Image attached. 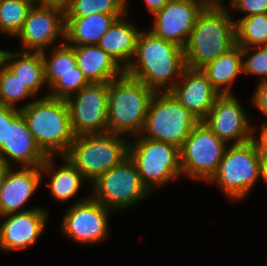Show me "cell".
<instances>
[{
  "instance_id": "32",
  "label": "cell",
  "mask_w": 267,
  "mask_h": 266,
  "mask_svg": "<svg viewBox=\"0 0 267 266\" xmlns=\"http://www.w3.org/2000/svg\"><path fill=\"white\" fill-rule=\"evenodd\" d=\"M242 67L244 74L263 76L261 81L267 80V44L242 48Z\"/></svg>"
},
{
  "instance_id": "39",
  "label": "cell",
  "mask_w": 267,
  "mask_h": 266,
  "mask_svg": "<svg viewBox=\"0 0 267 266\" xmlns=\"http://www.w3.org/2000/svg\"><path fill=\"white\" fill-rule=\"evenodd\" d=\"M10 166L5 165L1 160H0V192L2 189V185L6 176V172Z\"/></svg>"
},
{
  "instance_id": "5",
  "label": "cell",
  "mask_w": 267,
  "mask_h": 266,
  "mask_svg": "<svg viewBox=\"0 0 267 266\" xmlns=\"http://www.w3.org/2000/svg\"><path fill=\"white\" fill-rule=\"evenodd\" d=\"M129 143L123 135L109 132L79 135L65 156L91 184L129 157Z\"/></svg>"
},
{
  "instance_id": "21",
  "label": "cell",
  "mask_w": 267,
  "mask_h": 266,
  "mask_svg": "<svg viewBox=\"0 0 267 266\" xmlns=\"http://www.w3.org/2000/svg\"><path fill=\"white\" fill-rule=\"evenodd\" d=\"M80 68L90 83H110L125 70L98 45L73 46Z\"/></svg>"
},
{
  "instance_id": "26",
  "label": "cell",
  "mask_w": 267,
  "mask_h": 266,
  "mask_svg": "<svg viewBox=\"0 0 267 266\" xmlns=\"http://www.w3.org/2000/svg\"><path fill=\"white\" fill-rule=\"evenodd\" d=\"M52 48L49 58L45 51L41 52L44 61L45 81L48 87L60 78V75L82 72L77 66L73 46L64 41Z\"/></svg>"
},
{
  "instance_id": "41",
  "label": "cell",
  "mask_w": 267,
  "mask_h": 266,
  "mask_svg": "<svg viewBox=\"0 0 267 266\" xmlns=\"http://www.w3.org/2000/svg\"><path fill=\"white\" fill-rule=\"evenodd\" d=\"M261 178L267 183V163L262 164L261 168Z\"/></svg>"
},
{
  "instance_id": "10",
  "label": "cell",
  "mask_w": 267,
  "mask_h": 266,
  "mask_svg": "<svg viewBox=\"0 0 267 266\" xmlns=\"http://www.w3.org/2000/svg\"><path fill=\"white\" fill-rule=\"evenodd\" d=\"M227 147L226 142L200 121L180 148L182 175L208 182L216 173Z\"/></svg>"
},
{
  "instance_id": "37",
  "label": "cell",
  "mask_w": 267,
  "mask_h": 266,
  "mask_svg": "<svg viewBox=\"0 0 267 266\" xmlns=\"http://www.w3.org/2000/svg\"><path fill=\"white\" fill-rule=\"evenodd\" d=\"M171 0H145L147 10L154 15L159 12Z\"/></svg>"
},
{
  "instance_id": "6",
  "label": "cell",
  "mask_w": 267,
  "mask_h": 266,
  "mask_svg": "<svg viewBox=\"0 0 267 266\" xmlns=\"http://www.w3.org/2000/svg\"><path fill=\"white\" fill-rule=\"evenodd\" d=\"M262 164L253 140L231 144L208 182L217 184L229 200H241L261 178Z\"/></svg>"
},
{
  "instance_id": "27",
  "label": "cell",
  "mask_w": 267,
  "mask_h": 266,
  "mask_svg": "<svg viewBox=\"0 0 267 266\" xmlns=\"http://www.w3.org/2000/svg\"><path fill=\"white\" fill-rule=\"evenodd\" d=\"M236 44L250 48L267 44V13L235 20Z\"/></svg>"
},
{
  "instance_id": "4",
  "label": "cell",
  "mask_w": 267,
  "mask_h": 266,
  "mask_svg": "<svg viewBox=\"0 0 267 266\" xmlns=\"http://www.w3.org/2000/svg\"><path fill=\"white\" fill-rule=\"evenodd\" d=\"M154 93L153 89L125 72L111 81L107 109L108 132L140 135Z\"/></svg>"
},
{
  "instance_id": "30",
  "label": "cell",
  "mask_w": 267,
  "mask_h": 266,
  "mask_svg": "<svg viewBox=\"0 0 267 266\" xmlns=\"http://www.w3.org/2000/svg\"><path fill=\"white\" fill-rule=\"evenodd\" d=\"M32 96L25 84L6 66L0 75V103L18 108V102Z\"/></svg>"
},
{
  "instance_id": "1",
  "label": "cell",
  "mask_w": 267,
  "mask_h": 266,
  "mask_svg": "<svg viewBox=\"0 0 267 266\" xmlns=\"http://www.w3.org/2000/svg\"><path fill=\"white\" fill-rule=\"evenodd\" d=\"M185 68L184 48L147 30L141 31L125 73L155 92H166L178 82Z\"/></svg>"
},
{
  "instance_id": "35",
  "label": "cell",
  "mask_w": 267,
  "mask_h": 266,
  "mask_svg": "<svg viewBox=\"0 0 267 266\" xmlns=\"http://www.w3.org/2000/svg\"><path fill=\"white\" fill-rule=\"evenodd\" d=\"M260 135L257 136L256 130L258 127L253 126L252 140L255 142L259 155L263 163H267V124H261Z\"/></svg>"
},
{
  "instance_id": "7",
  "label": "cell",
  "mask_w": 267,
  "mask_h": 266,
  "mask_svg": "<svg viewBox=\"0 0 267 266\" xmlns=\"http://www.w3.org/2000/svg\"><path fill=\"white\" fill-rule=\"evenodd\" d=\"M199 122L169 91L155 92L140 135L181 148Z\"/></svg>"
},
{
  "instance_id": "18",
  "label": "cell",
  "mask_w": 267,
  "mask_h": 266,
  "mask_svg": "<svg viewBox=\"0 0 267 266\" xmlns=\"http://www.w3.org/2000/svg\"><path fill=\"white\" fill-rule=\"evenodd\" d=\"M169 92L199 121L206 118L220 96L201 69L188 67L184 69L180 79Z\"/></svg>"
},
{
  "instance_id": "40",
  "label": "cell",
  "mask_w": 267,
  "mask_h": 266,
  "mask_svg": "<svg viewBox=\"0 0 267 266\" xmlns=\"http://www.w3.org/2000/svg\"><path fill=\"white\" fill-rule=\"evenodd\" d=\"M9 51L0 49V75L3 69L6 67V60Z\"/></svg>"
},
{
  "instance_id": "12",
  "label": "cell",
  "mask_w": 267,
  "mask_h": 266,
  "mask_svg": "<svg viewBox=\"0 0 267 266\" xmlns=\"http://www.w3.org/2000/svg\"><path fill=\"white\" fill-rule=\"evenodd\" d=\"M112 213L90 195L75 202L63 217L62 232L70 239L83 244H94L108 238V215Z\"/></svg>"
},
{
  "instance_id": "33",
  "label": "cell",
  "mask_w": 267,
  "mask_h": 266,
  "mask_svg": "<svg viewBox=\"0 0 267 266\" xmlns=\"http://www.w3.org/2000/svg\"><path fill=\"white\" fill-rule=\"evenodd\" d=\"M229 2V8L231 6L239 12L245 11L246 15L243 17L267 13V0H230Z\"/></svg>"
},
{
  "instance_id": "2",
  "label": "cell",
  "mask_w": 267,
  "mask_h": 266,
  "mask_svg": "<svg viewBox=\"0 0 267 266\" xmlns=\"http://www.w3.org/2000/svg\"><path fill=\"white\" fill-rule=\"evenodd\" d=\"M224 5H207L184 47L185 65L202 69L236 45L235 20Z\"/></svg>"
},
{
  "instance_id": "8",
  "label": "cell",
  "mask_w": 267,
  "mask_h": 266,
  "mask_svg": "<svg viewBox=\"0 0 267 266\" xmlns=\"http://www.w3.org/2000/svg\"><path fill=\"white\" fill-rule=\"evenodd\" d=\"M129 158L136 165L143 184L152 193L182 175L180 148L162 141H154L136 136L129 143Z\"/></svg>"
},
{
  "instance_id": "38",
  "label": "cell",
  "mask_w": 267,
  "mask_h": 266,
  "mask_svg": "<svg viewBox=\"0 0 267 266\" xmlns=\"http://www.w3.org/2000/svg\"><path fill=\"white\" fill-rule=\"evenodd\" d=\"M35 4L43 6H56L62 9H66L70 3V0H34Z\"/></svg>"
},
{
  "instance_id": "13",
  "label": "cell",
  "mask_w": 267,
  "mask_h": 266,
  "mask_svg": "<svg viewBox=\"0 0 267 266\" xmlns=\"http://www.w3.org/2000/svg\"><path fill=\"white\" fill-rule=\"evenodd\" d=\"M17 37L22 51L42 52L51 45L57 46L59 37L65 40V10L34 4Z\"/></svg>"
},
{
  "instance_id": "16",
  "label": "cell",
  "mask_w": 267,
  "mask_h": 266,
  "mask_svg": "<svg viewBox=\"0 0 267 266\" xmlns=\"http://www.w3.org/2000/svg\"><path fill=\"white\" fill-rule=\"evenodd\" d=\"M47 157L28 129L19 108L7 106L6 142L0 147V160L8 166L15 161L23 167H41Z\"/></svg>"
},
{
  "instance_id": "36",
  "label": "cell",
  "mask_w": 267,
  "mask_h": 266,
  "mask_svg": "<svg viewBox=\"0 0 267 266\" xmlns=\"http://www.w3.org/2000/svg\"><path fill=\"white\" fill-rule=\"evenodd\" d=\"M7 106L0 103V147L6 142Z\"/></svg>"
},
{
  "instance_id": "3",
  "label": "cell",
  "mask_w": 267,
  "mask_h": 266,
  "mask_svg": "<svg viewBox=\"0 0 267 266\" xmlns=\"http://www.w3.org/2000/svg\"><path fill=\"white\" fill-rule=\"evenodd\" d=\"M38 146L47 156H65L75 139L67 103L43 96L19 107Z\"/></svg>"
},
{
  "instance_id": "31",
  "label": "cell",
  "mask_w": 267,
  "mask_h": 266,
  "mask_svg": "<svg viewBox=\"0 0 267 266\" xmlns=\"http://www.w3.org/2000/svg\"><path fill=\"white\" fill-rule=\"evenodd\" d=\"M90 84L82 72L60 75L48 89L46 96L66 100Z\"/></svg>"
},
{
  "instance_id": "29",
  "label": "cell",
  "mask_w": 267,
  "mask_h": 266,
  "mask_svg": "<svg viewBox=\"0 0 267 266\" xmlns=\"http://www.w3.org/2000/svg\"><path fill=\"white\" fill-rule=\"evenodd\" d=\"M126 0H70L65 16L98 14H126Z\"/></svg>"
},
{
  "instance_id": "9",
  "label": "cell",
  "mask_w": 267,
  "mask_h": 266,
  "mask_svg": "<svg viewBox=\"0 0 267 266\" xmlns=\"http://www.w3.org/2000/svg\"><path fill=\"white\" fill-rule=\"evenodd\" d=\"M91 184L90 196L112 211L132 207L151 193L129 157Z\"/></svg>"
},
{
  "instance_id": "25",
  "label": "cell",
  "mask_w": 267,
  "mask_h": 266,
  "mask_svg": "<svg viewBox=\"0 0 267 266\" xmlns=\"http://www.w3.org/2000/svg\"><path fill=\"white\" fill-rule=\"evenodd\" d=\"M6 66L35 96L46 83L41 52L9 51Z\"/></svg>"
},
{
  "instance_id": "15",
  "label": "cell",
  "mask_w": 267,
  "mask_h": 266,
  "mask_svg": "<svg viewBox=\"0 0 267 266\" xmlns=\"http://www.w3.org/2000/svg\"><path fill=\"white\" fill-rule=\"evenodd\" d=\"M207 5L206 0H171L153 15L155 22L149 31L184 48L199 14Z\"/></svg>"
},
{
  "instance_id": "42",
  "label": "cell",
  "mask_w": 267,
  "mask_h": 266,
  "mask_svg": "<svg viewBox=\"0 0 267 266\" xmlns=\"http://www.w3.org/2000/svg\"><path fill=\"white\" fill-rule=\"evenodd\" d=\"M208 5H224L223 0H206Z\"/></svg>"
},
{
  "instance_id": "11",
  "label": "cell",
  "mask_w": 267,
  "mask_h": 266,
  "mask_svg": "<svg viewBox=\"0 0 267 266\" xmlns=\"http://www.w3.org/2000/svg\"><path fill=\"white\" fill-rule=\"evenodd\" d=\"M108 98L109 83H90L65 100L75 136L108 132Z\"/></svg>"
},
{
  "instance_id": "19",
  "label": "cell",
  "mask_w": 267,
  "mask_h": 266,
  "mask_svg": "<svg viewBox=\"0 0 267 266\" xmlns=\"http://www.w3.org/2000/svg\"><path fill=\"white\" fill-rule=\"evenodd\" d=\"M10 166L0 192V216L24 212L25 204L42 181L41 167H22L13 171Z\"/></svg>"
},
{
  "instance_id": "20",
  "label": "cell",
  "mask_w": 267,
  "mask_h": 266,
  "mask_svg": "<svg viewBox=\"0 0 267 266\" xmlns=\"http://www.w3.org/2000/svg\"><path fill=\"white\" fill-rule=\"evenodd\" d=\"M127 14L128 12L117 18L98 43L124 70L135 55L138 37L142 31L127 21Z\"/></svg>"
},
{
  "instance_id": "23",
  "label": "cell",
  "mask_w": 267,
  "mask_h": 266,
  "mask_svg": "<svg viewBox=\"0 0 267 266\" xmlns=\"http://www.w3.org/2000/svg\"><path fill=\"white\" fill-rule=\"evenodd\" d=\"M53 156H48L41 165L42 176L50 175V182L47 186L53 198L60 202H66L78 193L85 177L81 172L68 160L66 156H62L63 164L55 169Z\"/></svg>"
},
{
  "instance_id": "14",
  "label": "cell",
  "mask_w": 267,
  "mask_h": 266,
  "mask_svg": "<svg viewBox=\"0 0 267 266\" xmlns=\"http://www.w3.org/2000/svg\"><path fill=\"white\" fill-rule=\"evenodd\" d=\"M242 104L233 94L220 95L202 121L221 140L227 144H242L252 140L253 125Z\"/></svg>"
},
{
  "instance_id": "28",
  "label": "cell",
  "mask_w": 267,
  "mask_h": 266,
  "mask_svg": "<svg viewBox=\"0 0 267 266\" xmlns=\"http://www.w3.org/2000/svg\"><path fill=\"white\" fill-rule=\"evenodd\" d=\"M34 4V0H0L1 33L17 36Z\"/></svg>"
},
{
  "instance_id": "17",
  "label": "cell",
  "mask_w": 267,
  "mask_h": 266,
  "mask_svg": "<svg viewBox=\"0 0 267 266\" xmlns=\"http://www.w3.org/2000/svg\"><path fill=\"white\" fill-rule=\"evenodd\" d=\"M0 217L5 218L0 224V250L7 252L34 244L48 222V212L41 207Z\"/></svg>"
},
{
  "instance_id": "34",
  "label": "cell",
  "mask_w": 267,
  "mask_h": 266,
  "mask_svg": "<svg viewBox=\"0 0 267 266\" xmlns=\"http://www.w3.org/2000/svg\"><path fill=\"white\" fill-rule=\"evenodd\" d=\"M253 94L252 103L267 116V80H260ZM263 123L267 124V121Z\"/></svg>"
},
{
  "instance_id": "24",
  "label": "cell",
  "mask_w": 267,
  "mask_h": 266,
  "mask_svg": "<svg viewBox=\"0 0 267 266\" xmlns=\"http://www.w3.org/2000/svg\"><path fill=\"white\" fill-rule=\"evenodd\" d=\"M212 86L220 93L232 94L231 87L235 79L243 74L242 47L235 45L201 69Z\"/></svg>"
},
{
  "instance_id": "22",
  "label": "cell",
  "mask_w": 267,
  "mask_h": 266,
  "mask_svg": "<svg viewBox=\"0 0 267 266\" xmlns=\"http://www.w3.org/2000/svg\"><path fill=\"white\" fill-rule=\"evenodd\" d=\"M124 14L65 16V42L70 46L98 45L113 22Z\"/></svg>"
}]
</instances>
